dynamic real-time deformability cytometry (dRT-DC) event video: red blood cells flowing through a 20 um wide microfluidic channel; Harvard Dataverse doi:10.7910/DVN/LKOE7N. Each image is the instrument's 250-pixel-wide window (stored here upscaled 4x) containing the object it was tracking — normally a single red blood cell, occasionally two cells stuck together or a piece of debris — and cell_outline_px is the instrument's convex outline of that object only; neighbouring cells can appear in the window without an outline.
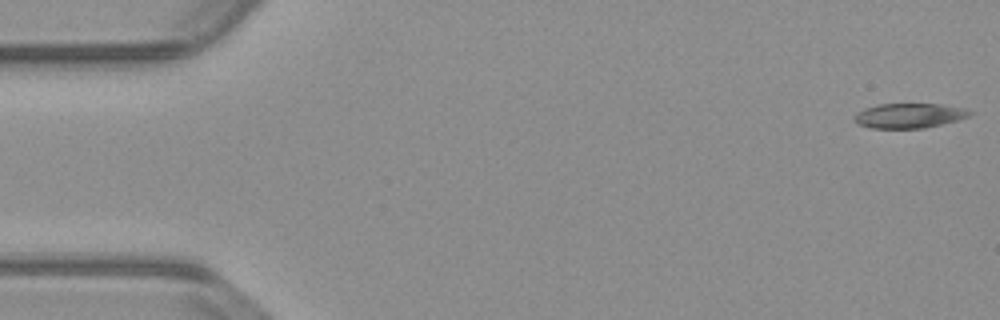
{"species": "common noctule bat (a hibernating species)", "species_latin": "Nyctalus noctula", "temperature_condition": "warm", "stored_images_in_passage": 54, "camera_frame_rate_fps": 3000, "um_per_image_px": 0.085, "animal": {"sex": "male", "body_mass_g": 23.1, "forearm_length_mm": 52.7}, "frame": {"image": 1, "passage_image": 1, "time_ms": 0.0, "image_size_px": [1000, 320], "cell_outline_px": [[972, 112], [968, 116], [956, 120], [924, 128], [868, 128], [856, 124], [852, 120], [852, 116], [856, 112], [864, 108], [880, 104], [944, 104], [964, 108]], "centroid_in_image_um": [77.18, 9.83], "position_along_channel_um": 7.8, "area_um2": 16.76}}
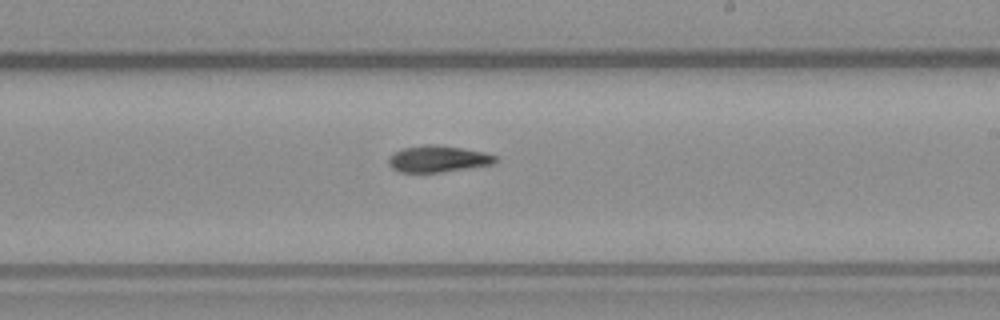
{"frame": {"image": 2, "passage_image": 31, "time_ms": 10.0, "image_size_px": [1000, 320], "cell_outline_px": [[500, 160], [492, 164], [468, 168], [440, 172], [400, 172], [392, 168], [388, 164], [388, 160], [396, 152], [404, 148], [424, 144], [432, 144], [460, 148], [484, 152], [496, 156]], "centroid_in_image_um": [37.25, 13.51], "position_along_channel_um": 251.7, "area_um2": 16.3}}
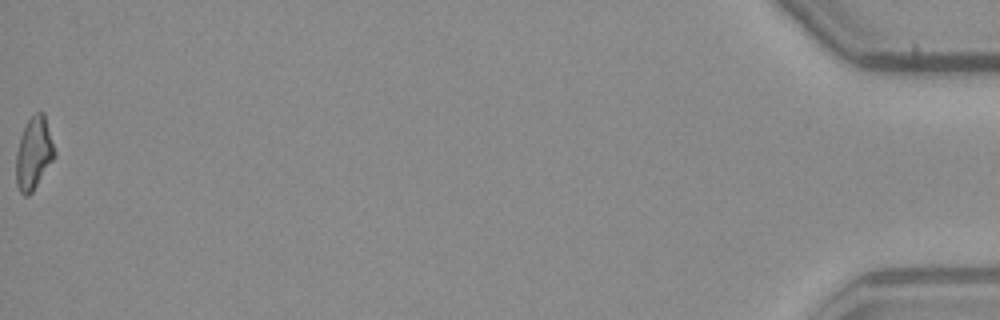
{"frame": {"image": 3, "passage_image": 54, "time_ms": 17.667, "image_size_px": [1000, 320], "cell_outline_px": [[56, 156], [32, 192], [28, 196], [24, 196], [20, 192], [16, 184], [16, 152], [20, 136], [28, 120], [36, 112], [44, 112], [56, 152]], "centroid_in_image_um": [2.87, 13.04], "position_along_channel_um": 432.3, "area_um2": 16.3}, "authors_computed_cell_mechanics": {"area_um2": 16.6753, "velocity_mm_per_s": 3.8186, "shape_relaxation_time_tau1_ms": 7.4254, "shape_relaxation_time_tau2_ms": 11.2231, "deformation_change_tau1": 0.2251, "deformation_change_tau2": 0.2351}}